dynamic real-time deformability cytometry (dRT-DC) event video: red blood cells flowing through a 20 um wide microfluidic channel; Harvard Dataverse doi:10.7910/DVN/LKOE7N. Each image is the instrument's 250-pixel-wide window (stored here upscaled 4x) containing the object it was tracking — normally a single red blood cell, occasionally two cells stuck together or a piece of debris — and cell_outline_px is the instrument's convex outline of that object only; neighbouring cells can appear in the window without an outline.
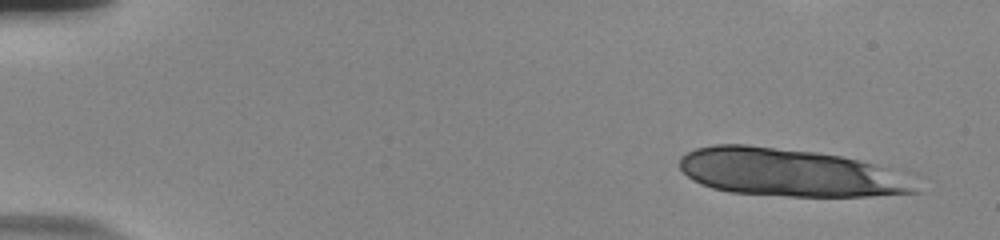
{"species": "human", "species_latin": "Homo sapiens", "temperature_condition": "room temperature", "stored_images_in_passage": 17, "camera_frame_rate_fps": 3000, "um_per_image_px": 0.085, "donor": {"sex": "male"}, "frame": {"image": 1, "passage_image": 3, "time_ms": 0.667, "image_size_px": [1000, 240], "cell_outline_px": [[920, 192], [868, 196], [788, 196], [728, 192], [712, 188], [700, 184], [692, 180], [680, 168], [680, 156], [696, 148], [712, 144], [748, 144], [816, 152], [840, 156], [860, 160], [888, 168]], "centroid_in_image_um": [66.97, 14.65], "position_along_channel_um": 18.0, "area_um2": 65.03}}